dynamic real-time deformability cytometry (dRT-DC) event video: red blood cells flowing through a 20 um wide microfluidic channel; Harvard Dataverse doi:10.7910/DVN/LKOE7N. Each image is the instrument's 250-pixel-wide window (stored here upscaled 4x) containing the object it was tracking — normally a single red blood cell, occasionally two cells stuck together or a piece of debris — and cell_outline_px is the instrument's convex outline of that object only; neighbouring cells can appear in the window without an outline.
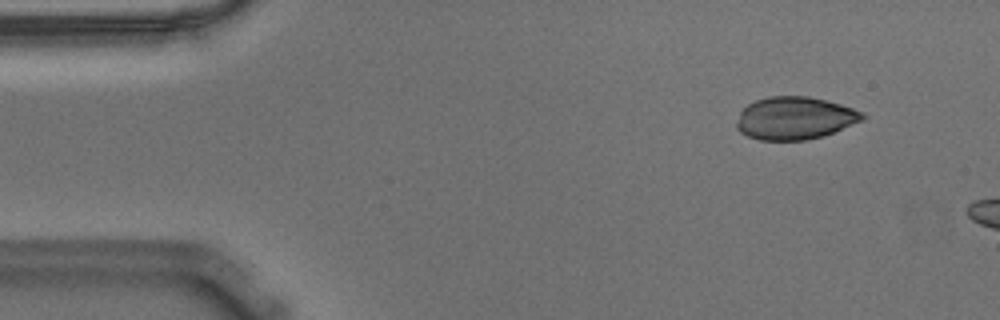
{"species": "Egyptian fruit bat (a non-hibernating species)", "species_latin": "Rousettus aegyptiacus", "temperature_condition": "warm", "stored_images_in_passage": 5, "camera_frame_rate_fps": 3000, "um_per_image_px": 0.085, "animal": {"sex": "male"}, "frame": {"image": 1, "passage_image": 1, "time_ms": 0.0, "image_size_px": [1000, 320], "cell_outline_px": [[864, 120], [824, 136], [804, 140], [760, 140], [748, 136], [740, 132], [736, 128], [736, 124], [740, 112], [748, 104], [756, 100], [768, 96], [808, 96], [840, 104], [864, 112]], "centroid_in_image_um": [67.56, 10.04], "position_along_channel_um": 17.4, "area_um2": 31.27}}